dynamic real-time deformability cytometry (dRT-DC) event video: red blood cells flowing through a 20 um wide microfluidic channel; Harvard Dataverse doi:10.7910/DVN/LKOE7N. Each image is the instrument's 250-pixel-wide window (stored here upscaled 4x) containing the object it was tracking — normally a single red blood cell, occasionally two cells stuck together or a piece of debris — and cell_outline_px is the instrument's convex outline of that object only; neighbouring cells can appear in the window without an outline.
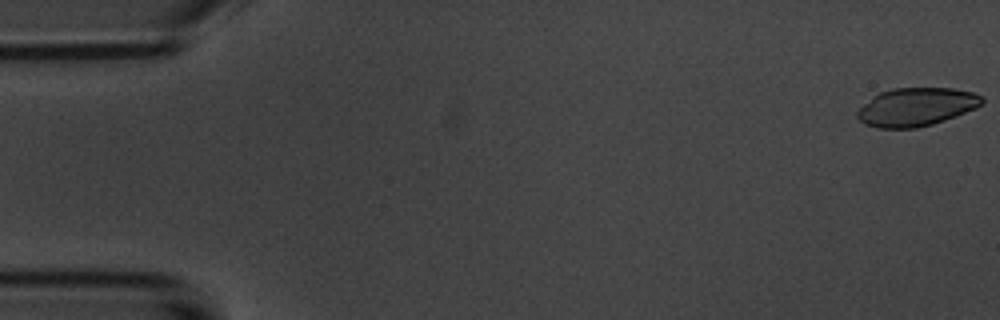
{"species": "common noctule bat (a hibernating species)", "species_latin": "Nyctalus noctula", "temperature_condition": "room temperature", "stored_images_in_passage": 46, "camera_frame_rate_fps": 3000, "um_per_image_px": 0.085, "animal": {"sex": "male", "body_mass_g": 20.1, "forearm_length_mm": 53.5}, "frame": {"image": 1, "passage_image": 1, "time_ms": 0.0, "image_size_px": [1000, 320], "cell_outline_px": [[984, 100], [976, 108], [956, 116], [932, 124], [916, 128], [876, 128], [864, 124], [856, 116], [856, 112], [872, 96], [880, 92], [892, 88], [952, 88], [972, 92], [980, 96]], "centroid_in_image_um": [77.85, 9.09], "position_along_channel_um": 7.2, "area_um2": 27.74}}
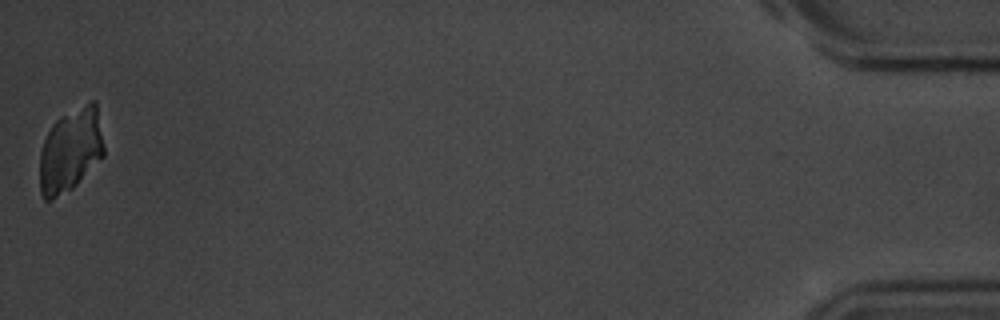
{"frame": {"image": 2, "passage_image": 46, "time_ms": 1684.333, "image_size_px": [1000, 320], "cell_outline_px": [[104, 156], [72, 188], [52, 200], [44, 200], [40, 192], [40, 152], [44, 140], [52, 124], [60, 116], [92, 100], [96, 100], [104, 148]], "centroid_in_image_um": [5.99, 12.76], "position_along_channel_um": 429.2, "area_um2": 31.21}}